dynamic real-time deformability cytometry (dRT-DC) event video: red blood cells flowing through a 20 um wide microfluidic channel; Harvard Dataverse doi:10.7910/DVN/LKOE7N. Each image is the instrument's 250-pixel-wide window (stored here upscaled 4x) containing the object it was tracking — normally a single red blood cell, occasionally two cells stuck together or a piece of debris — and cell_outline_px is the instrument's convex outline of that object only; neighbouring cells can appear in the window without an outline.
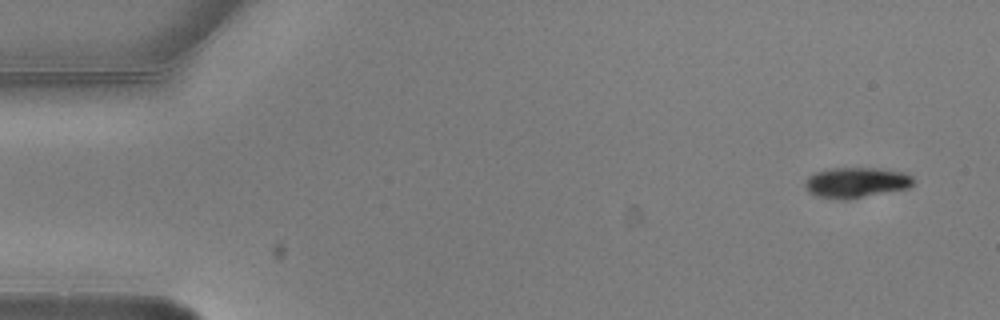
{"species": "common noctule bat (a hibernating species)", "species_latin": "Nyctalus noctula", "temperature_condition": "warm", "stored_images_in_passage": 5, "camera_frame_rate_fps": 3000, "um_per_image_px": 0.085, "animal": {"sex": "male", "body_mass_g": 20.5, "forearm_length_mm": 52.5}, "frame": {"image": 1, "passage_image": 1, "time_ms": 0.0, "image_size_px": [1000, 320], "cell_outline_px": [[916, 184], [908, 188], [848, 200], [840, 200], [812, 196], [808, 192], [804, 184], [808, 176], [816, 172], [832, 168], [876, 168], [904, 172], [912, 176], [916, 180]], "centroid_in_image_um": [72.78, 15.53], "position_along_channel_um": 12.2, "area_um2": 19.59}}
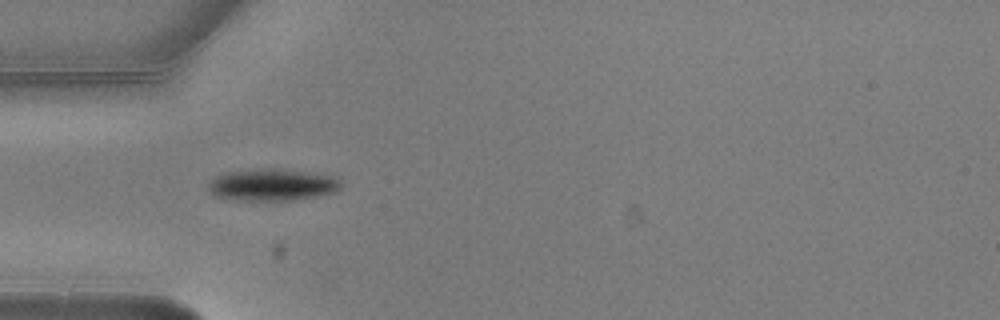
{"frame": {"image": 2, "passage_image": 4, "time_ms": 1.0, "image_size_px": [1000, 320], "cell_outline_px": [[344, 184], [336, 192], [296, 200], [232, 200], [216, 196], [208, 188], [208, 184], [216, 176], [228, 172], [272, 168], [276, 168], [308, 172], [336, 176]], "centroid_in_image_um": [23.2, 15.71], "position_along_channel_um": 61.8, "area_um2": 24.68}}
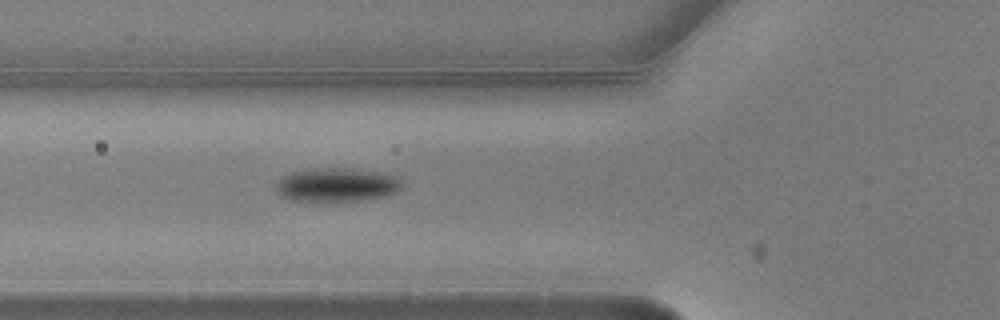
{"frame": {"image": 3, "passage_image": 5, "time_ms": 1.333, "image_size_px": [1000, 320], "cell_outline_px": [[400, 188], [396, 192], [384, 196], [360, 200], [292, 200], [276, 192], [276, 188], [280, 180], [284, 176], [292, 172], [316, 168], [352, 168], [392, 176], [400, 180]], "centroid_in_image_um": [28.6, 15.7], "position_along_channel_um": 97.2, "area_um2": 23.87}}